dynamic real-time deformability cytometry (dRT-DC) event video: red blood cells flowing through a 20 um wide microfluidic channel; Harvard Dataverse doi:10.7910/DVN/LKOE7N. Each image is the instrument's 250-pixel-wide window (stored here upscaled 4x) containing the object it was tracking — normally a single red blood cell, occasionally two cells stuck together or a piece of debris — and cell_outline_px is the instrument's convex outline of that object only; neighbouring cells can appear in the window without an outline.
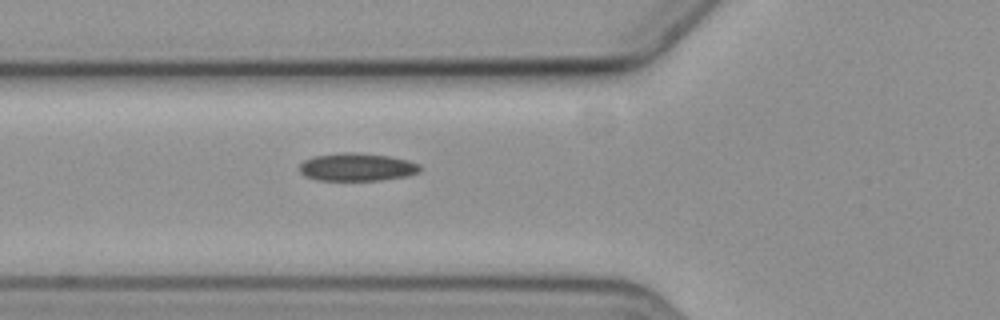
{"species": "common noctule bat (a hibernating species)", "species_latin": "Nyctalus noctula", "temperature_condition": "cold", "stored_images_in_passage": 4, "camera_frame_rate_fps": 3000, "um_per_image_px": 0.085, "animal": {"sex": "female", "body_mass_g": 19.3, "forearm_length_mm": 54.1}, "frame": {"image": 1, "passage_image": 4, "time_ms": 4.333, "image_size_px": [1000, 320], "cell_outline_px": [[420, 172], [408, 176], [380, 180], [316, 180], [304, 176], [300, 172], [300, 164], [304, 160], [312, 156], [344, 152], [352, 152], [388, 156], [408, 160], [420, 164]], "centroid_in_image_um": [30.33, 14.2], "position_along_channel_um": 95.5, "area_um2": 19.65}}